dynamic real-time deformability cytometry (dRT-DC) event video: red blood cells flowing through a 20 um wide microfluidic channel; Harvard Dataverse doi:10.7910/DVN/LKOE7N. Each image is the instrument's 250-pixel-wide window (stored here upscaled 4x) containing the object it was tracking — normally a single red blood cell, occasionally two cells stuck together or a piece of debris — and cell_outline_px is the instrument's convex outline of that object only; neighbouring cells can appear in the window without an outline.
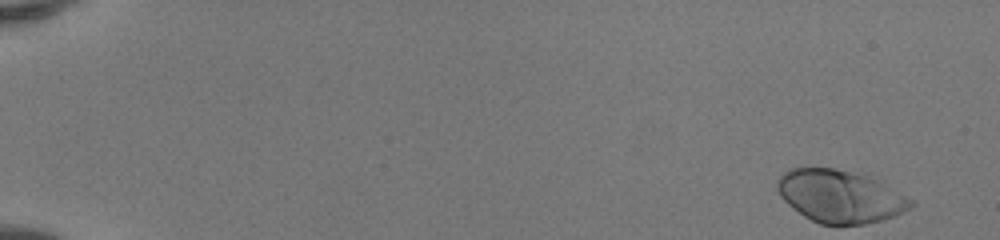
{"species": "human", "species_latin": "Homo sapiens", "temperature_condition": "room temperature", "stored_images_in_passage": 49, "camera_frame_rate_fps": 3000, "um_per_image_px": 0.085, "donor": {"sex": "female"}, "frame": {"image": 1, "passage_image": 1, "time_ms": 0.0, "image_size_px": [1000, 240], "cell_outline_px": [[916, 204], [912, 208], [892, 216], [880, 220], [864, 224], [820, 224], [804, 216], [788, 204], [780, 196], [776, 188], [776, 180], [788, 168], [832, 168], [880, 180], [912, 200]], "centroid_in_image_um": [71.39, 16.68], "position_along_channel_um": 13.6, "area_um2": 40.58}}
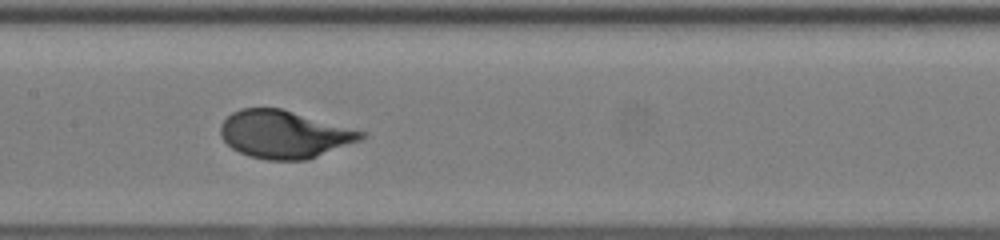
{"frame": {"image": 2, "passage_image": 26, "time_ms": 8.333, "image_size_px": [1000, 240], "cell_outline_px": [[368, 136], [360, 140], [308, 160], [268, 160], [248, 156], [232, 148], [220, 136], [220, 124], [232, 112], [240, 108], [280, 108], [368, 132]], "centroid_in_image_um": [24.17, 11.42], "position_along_channel_um": 183.2, "area_um2": 39.19}}
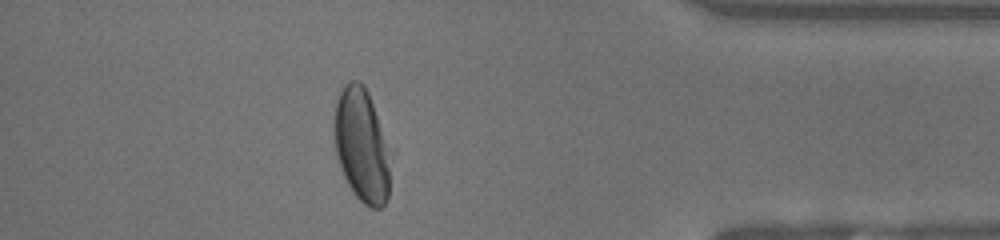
{"frame": {"image": 3, "passage_image": 44, "time_ms": 14.333, "image_size_px": [1000, 240], "cell_outline_px": [[396, 152], [388, 196], [384, 204], [380, 208], [372, 208], [364, 204], [352, 192], [340, 168], [336, 152], [336, 100], [344, 84], [348, 80], [360, 80], [364, 84], [396, 148]], "centroid_in_image_um": [30.9, 12.35], "position_along_channel_um": 404.3, "area_um2": 39.3}, "authors_computed_cell_mechanics": {"area_um2": 39.304, "velocity_mm_per_s": 4.1293, "shape_relaxation_time_tau1_ms": 2.4166, "shape_relaxation_time_tau2_ms": null, "deformation_change_tau1": 0.1769, "deformation_change_tau2": null}}